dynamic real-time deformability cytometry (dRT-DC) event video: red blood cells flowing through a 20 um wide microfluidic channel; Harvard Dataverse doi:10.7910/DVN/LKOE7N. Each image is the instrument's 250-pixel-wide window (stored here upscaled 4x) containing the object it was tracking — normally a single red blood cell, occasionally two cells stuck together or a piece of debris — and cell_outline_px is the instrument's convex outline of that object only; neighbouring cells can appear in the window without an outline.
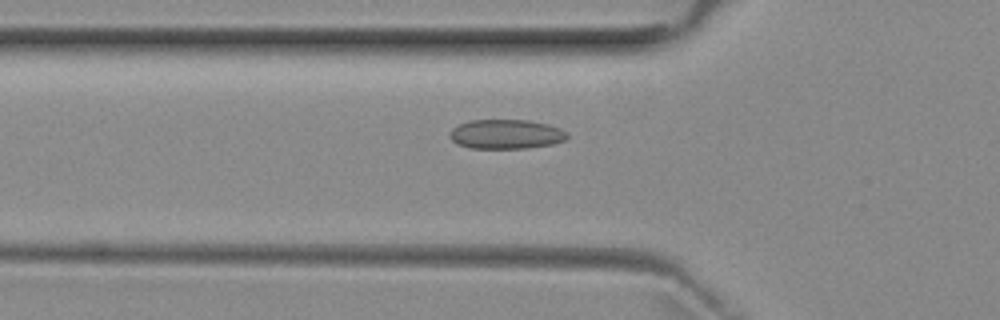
{"species": "common noctule bat (a hibernating species)", "species_latin": "Nyctalus noctula", "temperature_condition": "room temperature", "stored_images_in_passage": 4, "camera_frame_rate_fps": 3000, "um_per_image_px": 0.085, "animal": {"sex": "female", "body_mass_g": 29.2, "forearm_length_mm": 56.3}, "frame": {"image": 1, "passage_image": 4, "time_ms": 4.0, "image_size_px": [1000, 320], "cell_outline_px": [[568, 136], [564, 140], [552, 144], [528, 148], [472, 148], [460, 144], [452, 140], [448, 136], [448, 132], [452, 128], [460, 124], [472, 120], [528, 120], [548, 124], [560, 128], [568, 132]], "centroid_in_image_um": [43.02, 11.4], "position_along_channel_um": 82.8, "area_um2": 20.11}}